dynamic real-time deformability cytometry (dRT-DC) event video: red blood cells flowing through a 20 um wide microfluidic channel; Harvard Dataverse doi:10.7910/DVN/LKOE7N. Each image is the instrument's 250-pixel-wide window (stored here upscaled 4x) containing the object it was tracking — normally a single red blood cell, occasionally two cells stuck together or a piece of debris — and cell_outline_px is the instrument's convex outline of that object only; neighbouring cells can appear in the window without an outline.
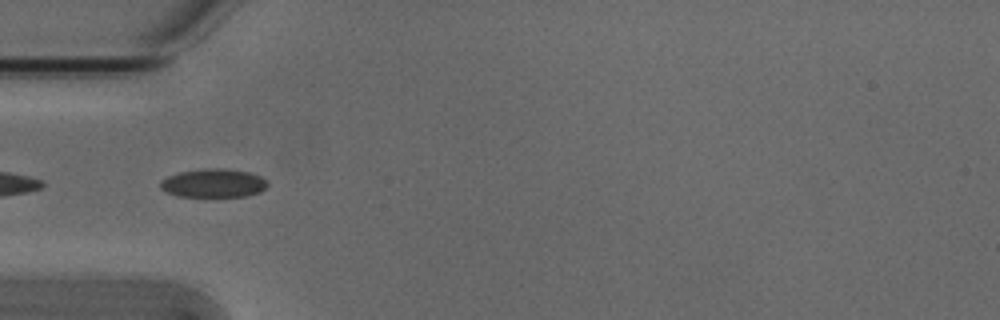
{"species": "Egyptian fruit bat (a non-hibernating species)", "species_latin": "Rousettus aegyptiacus", "temperature_condition": "cold", "stored_images_in_passage": 6, "camera_frame_rate_fps": 3000, "um_per_image_px": 0.085, "animal": {"sex": "male"}, "frame": {"image": 1, "passage_image": 4, "time_ms": 1.0, "image_size_px": [1000, 320], "cell_outline_px": [[268, 184], [260, 192], [248, 196], [176, 196], [160, 188], [160, 180], [168, 176], [180, 172], [204, 168], [224, 168], [248, 172], [260, 176], [268, 180]], "centroid_in_image_um": [18.15, 15.56], "position_along_channel_um": 66.8, "area_um2": 17.86}}
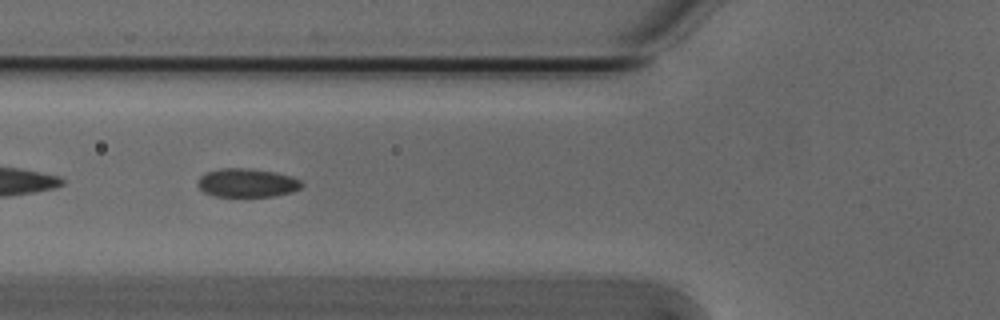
{"frame": {"image": 2, "passage_image": 5, "time_ms": 1.333, "image_size_px": [1000, 320], "cell_outline_px": [[304, 184], [300, 188], [292, 192], [272, 196], [216, 196], [204, 192], [196, 184], [196, 180], [200, 176], [208, 172], [220, 168], [248, 168], [276, 172], [292, 176], [300, 180]], "centroid_in_image_um": [21.0, 15.53], "position_along_channel_um": 104.8, "area_um2": 17.4}}